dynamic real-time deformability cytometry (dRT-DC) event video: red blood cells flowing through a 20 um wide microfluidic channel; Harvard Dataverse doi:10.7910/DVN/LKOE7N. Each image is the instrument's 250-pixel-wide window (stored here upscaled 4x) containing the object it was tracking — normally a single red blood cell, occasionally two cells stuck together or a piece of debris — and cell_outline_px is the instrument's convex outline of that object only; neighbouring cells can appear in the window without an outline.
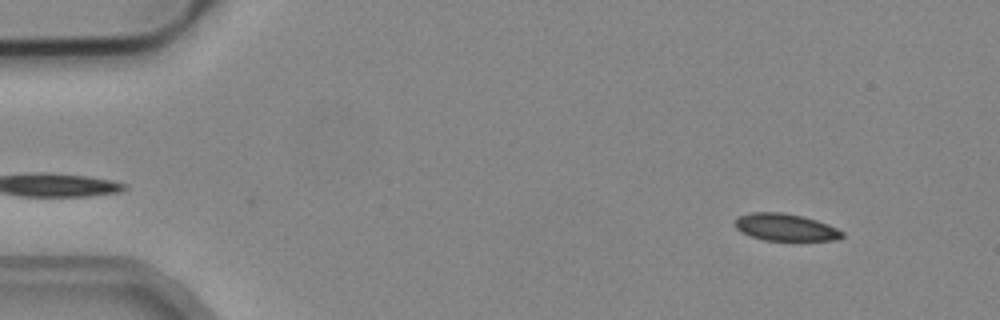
{"species": "common noctule bat (a hibernating species)", "species_latin": "Nyctalus noctula", "temperature_condition": "cold", "stored_images_in_passage": 6, "camera_frame_rate_fps": 3000, "um_per_image_px": 0.085, "animal": {"sex": "male", "body_mass_g": 19.2, "forearm_length_mm": 51.8}, "frame": {"image": 1, "passage_image": 2, "time_ms": 0.333, "image_size_px": [1000, 320], "cell_outline_px": [[844, 236], [836, 240], [764, 240], [752, 236], [736, 228], [736, 220], [740, 216], [752, 212], [784, 212], [816, 220], [828, 224], [844, 232]], "centroid_in_image_um": [66.8, 19.31], "position_along_channel_um": 18.2, "area_um2": 16.65}}